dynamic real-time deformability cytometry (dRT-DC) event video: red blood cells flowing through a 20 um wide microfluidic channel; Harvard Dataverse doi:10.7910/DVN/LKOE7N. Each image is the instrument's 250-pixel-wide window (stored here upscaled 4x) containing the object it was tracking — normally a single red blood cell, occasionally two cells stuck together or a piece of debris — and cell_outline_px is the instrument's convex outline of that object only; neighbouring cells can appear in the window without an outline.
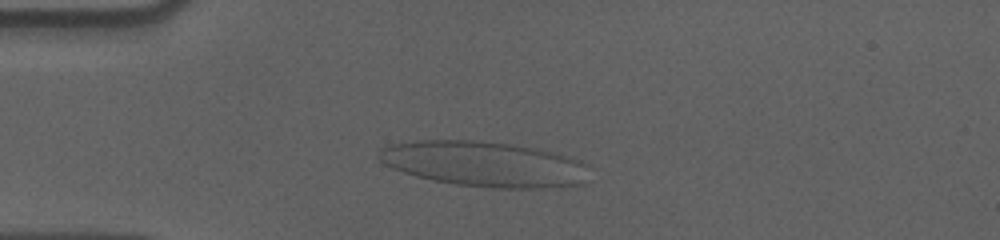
{"species": "human", "species_latin": "Homo sapiens", "temperature_condition": "cold", "stored_images_in_passage": 44, "camera_frame_rate_fps": 3000, "um_per_image_px": 0.085, "donor": {"sex": "male"}, "frame": {"image": 1, "passage_image": 1, "time_ms": 0.0, "image_size_px": [1000, 240], "cell_outline_px": [[580, 184], [540, 188], [492, 188], [456, 184], [432, 180], [416, 176], [392, 168], [380, 160], [376, 156], [380, 148], [392, 144], [420, 140], [468, 140], [512, 144], [532, 148], [564, 156], [576, 160], [580, 164]], "centroid_in_image_um": [40.94, 13.93], "position_along_channel_um": 44.1, "area_um2": 53.99}}
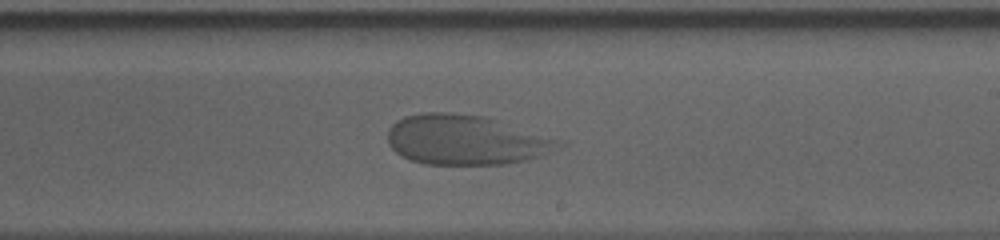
{"frame": {"image": 2, "passage_image": 21, "time_ms": 6.667, "image_size_px": [1000, 240], "cell_outline_px": [[556, 144], [548, 152], [524, 160], [504, 164], [424, 164], [400, 156], [388, 144], [388, 128], [396, 120], [404, 116], [420, 112], [448, 112], [484, 116], [500, 120], [556, 140]], "centroid_in_image_um": [39.42, 11.87], "position_along_channel_um": 249.6, "area_um2": 48.84}}
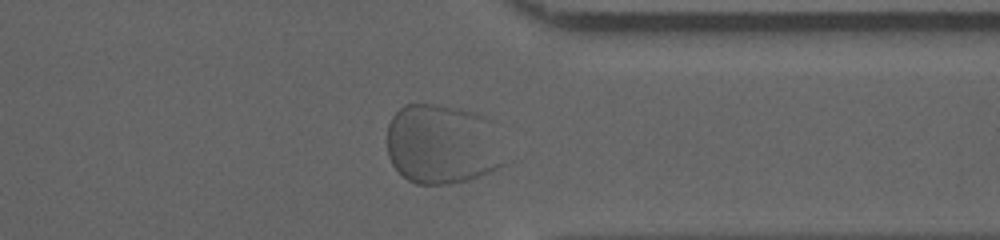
{"frame": {"image": 3, "passage_image": 32, "time_ms": 10.333, "image_size_px": [1000, 240], "cell_outline_px": [[504, 164], [492, 172], [468, 180], [448, 184], [416, 184], [408, 180], [392, 164], [388, 156], [388, 124], [392, 116], [404, 104], [436, 104], [464, 108], [476, 112], [492, 120]], "centroid_in_image_um": [37.58, 12.24], "position_along_channel_um": 373.8, "area_um2": 55.2}}